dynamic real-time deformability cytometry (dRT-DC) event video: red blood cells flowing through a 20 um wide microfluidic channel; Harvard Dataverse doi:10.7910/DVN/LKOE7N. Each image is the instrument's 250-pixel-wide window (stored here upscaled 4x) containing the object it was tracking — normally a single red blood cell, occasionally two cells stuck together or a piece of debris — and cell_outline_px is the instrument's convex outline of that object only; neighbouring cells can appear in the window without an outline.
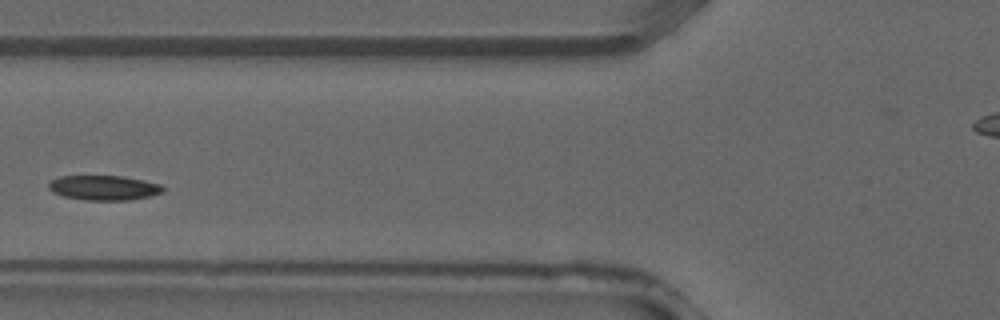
{"species": "common noctule bat (a hibernating species)", "species_latin": "Nyctalus noctula", "temperature_condition": "warm", "stored_images_in_passage": 4, "camera_frame_rate_fps": 3000, "um_per_image_px": 0.085, "animal": {"sex": "male", "forearm_length_mm": 52.5}, "frame": {"image": 1, "passage_image": 3, "time_ms": 0.667, "image_size_px": [1000, 320], "cell_outline_px": [[164, 192], [132, 200], [84, 200], [64, 196], [52, 192], [48, 188], [48, 184], [52, 180], [60, 176], [124, 176], [144, 180], [160, 184], [164, 188]], "centroid_in_image_um": [8.83, 15.96], "position_along_channel_um": 117.0, "area_um2": 16.53}}